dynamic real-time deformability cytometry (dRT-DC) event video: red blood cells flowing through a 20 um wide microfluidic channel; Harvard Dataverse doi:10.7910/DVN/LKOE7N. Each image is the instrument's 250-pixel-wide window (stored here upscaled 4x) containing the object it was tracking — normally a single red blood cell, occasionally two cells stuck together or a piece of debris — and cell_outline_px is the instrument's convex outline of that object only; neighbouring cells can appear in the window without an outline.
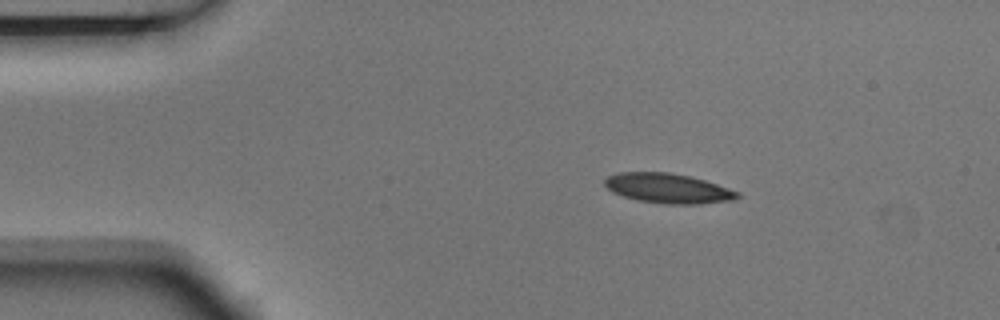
{"species": "Egyptian fruit bat (a non-hibernating species)", "species_latin": "Rousettus aegyptiacus", "temperature_condition": "room temperature", "stored_images_in_passage": 9, "camera_frame_rate_fps": 3000, "um_per_image_px": 0.085, "animal": {"sex": "male"}, "frame": {"image": 1, "passage_image": 1, "time_ms": 0.0, "image_size_px": [1000, 320], "cell_outline_px": [[740, 196], [736, 200], [700, 204], [664, 204], [636, 200], [612, 192], [604, 184], [604, 180], [608, 176], [620, 172], [668, 172], [688, 176], [704, 180], [740, 192]], "centroid_in_image_um": [56.79, 16.02], "position_along_channel_um": 28.2, "area_um2": 23.06}}
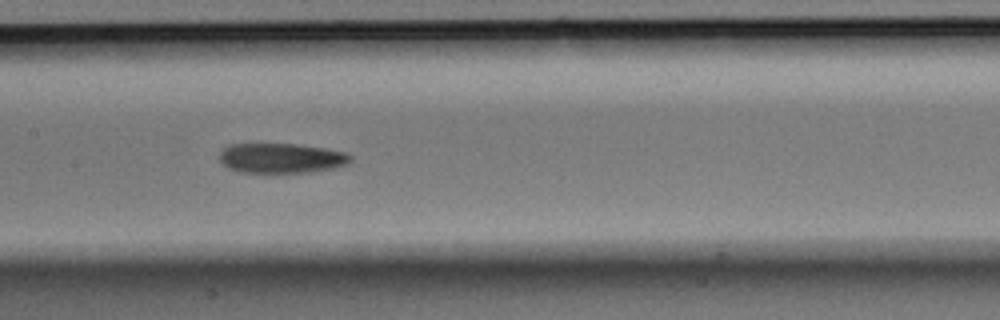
{"frame": {"image": 2, "passage_image": 6, "time_ms": 1.667, "image_size_px": [1000, 320], "cell_outline_px": [[352, 160], [348, 164], [336, 168], [308, 172], [236, 172], [228, 168], [220, 160], [220, 152], [228, 144], [296, 144], [324, 148], [348, 152], [352, 156]], "centroid_in_image_um": [23.95, 13.44], "position_along_channel_um": 183.5, "area_um2": 22.95}}
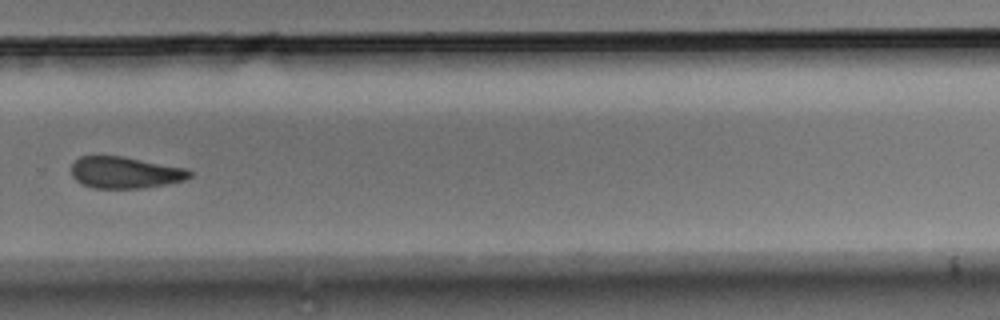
{"frame": {"image": 3, "passage_image": 9, "time_ms": 2.667, "image_size_px": [1000, 320], "cell_outline_px": [[192, 176], [184, 180], [144, 188], [96, 188], [84, 184], [76, 180], [72, 176], [72, 164], [80, 156], [124, 156], [188, 168], [192, 172]], "centroid_in_image_um": [10.67, 14.65], "position_along_channel_um": 319.1, "area_um2": 21.79}}